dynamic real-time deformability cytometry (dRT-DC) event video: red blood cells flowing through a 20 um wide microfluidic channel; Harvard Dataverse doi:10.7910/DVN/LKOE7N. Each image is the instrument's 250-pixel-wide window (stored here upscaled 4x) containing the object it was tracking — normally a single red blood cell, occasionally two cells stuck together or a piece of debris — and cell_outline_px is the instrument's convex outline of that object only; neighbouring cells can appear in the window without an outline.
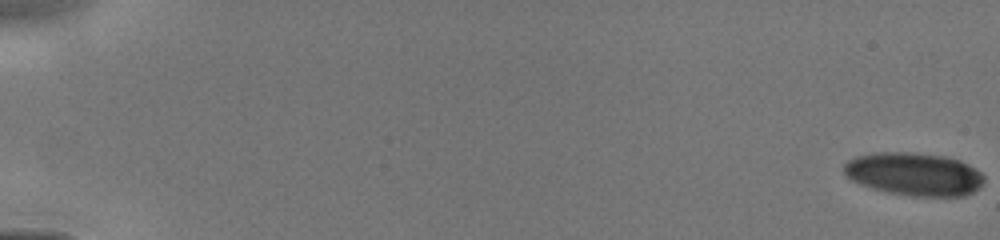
{"species": "human", "species_latin": "Homo sapiens", "temperature_condition": "cold", "stored_images_in_passage": 23, "camera_frame_rate_fps": 3000, "um_per_image_px": 0.085, "donor": {"sex": "male"}, "frame": {"image": 1, "passage_image": 1, "time_ms": 0.0, "image_size_px": [1000, 240], "cell_outline_px": [[984, 180], [972, 192], [964, 196], [912, 196], [888, 192], [872, 188], [860, 184], [852, 180], [844, 172], [844, 164], [848, 160], [856, 156], [872, 152], [908, 152], [944, 156], [960, 160], [976, 168], [984, 176]], "centroid_in_image_um": [77.68, 14.79], "position_along_channel_um": 7.3, "area_um2": 35.03}}
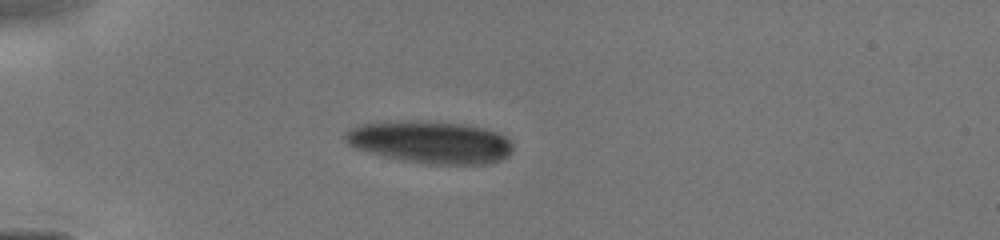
{"frame": {"image": 2, "passage_image": 17, "time_ms": 4.667, "image_size_px": [1000, 240], "cell_outline_px": [[512, 152], [508, 156], [500, 160], [484, 164], [424, 164], [384, 156], [368, 152], [356, 148], [348, 144], [344, 140], [344, 132], [348, 128], [360, 124], [396, 120], [420, 120], [464, 124], [484, 128], [496, 132], [512, 140]], "centroid_in_image_um": [36.55, 12.07], "position_along_channel_um": 48.4, "area_um2": 41.79}}
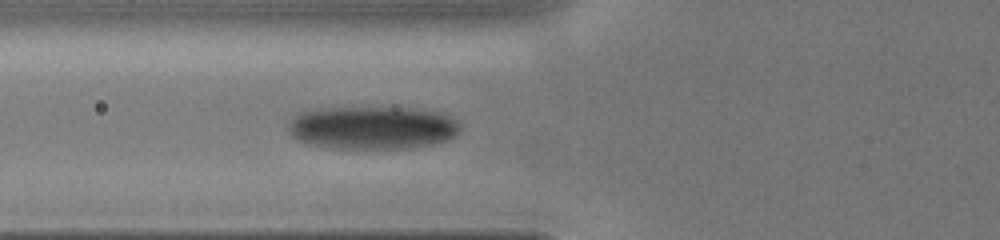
{"frame": {"image": 3, "passage_image": 22, "time_ms": 6.333, "image_size_px": [1000, 240], "cell_outline_px": [[460, 128], [456, 136], [432, 144], [404, 148], [332, 148], [304, 144], [292, 136], [288, 128], [288, 124], [296, 116], [304, 112], [320, 108], [412, 108], [436, 112], [448, 116], [456, 120], [460, 124]], "centroid_in_image_um": [31.64, 10.86], "position_along_channel_um": 94.2, "area_um2": 42.77}}